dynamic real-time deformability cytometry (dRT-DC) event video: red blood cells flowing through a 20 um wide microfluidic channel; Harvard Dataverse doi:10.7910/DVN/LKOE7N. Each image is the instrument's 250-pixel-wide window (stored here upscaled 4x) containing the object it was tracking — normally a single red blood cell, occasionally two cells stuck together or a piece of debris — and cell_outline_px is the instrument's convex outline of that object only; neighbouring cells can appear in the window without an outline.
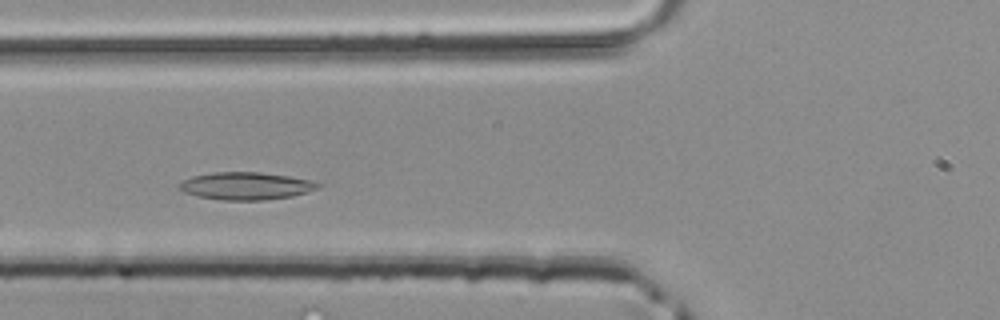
{"species": "common noctule bat (a hibernating species)", "species_latin": "Nyctalus noctula", "temperature_condition": "room temperature", "stored_images_in_passage": 28, "camera_frame_rate_fps": 3000, "um_per_image_px": 0.085, "animal": {"sex": "male", "body_mass_g": 20.4}, "frame": {"image": 1, "passage_image": 10, "time_ms": 3.0, "image_size_px": [1000, 320], "cell_outline_px": [[320, 188], [308, 192], [292, 196], [264, 200], [224, 200], [196, 196], [184, 192], [176, 188], [184, 180], [192, 176], [212, 172], [260, 172], [288, 176], [312, 180], [320, 184]], "centroid_in_image_um": [20.91, 15.8], "position_along_channel_um": 104.9, "area_um2": 22.31}}
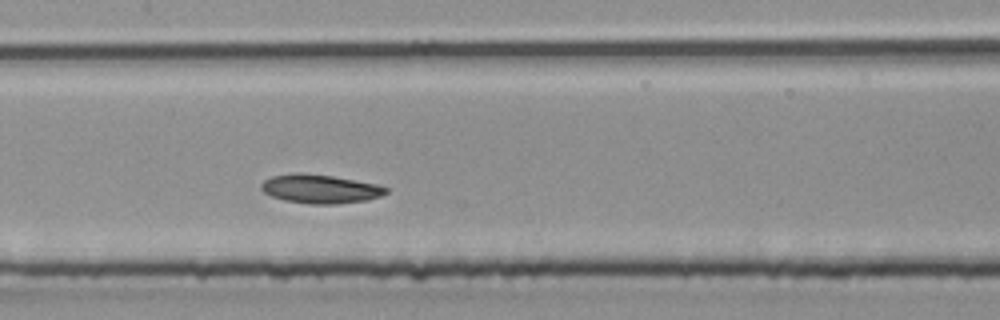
{"frame": {"image": 2, "passage_image": 15, "time_ms": 4.667, "image_size_px": [1000, 320], "cell_outline_px": [[388, 192], [380, 196], [368, 200], [336, 204], [312, 204], [284, 200], [272, 196], [264, 192], [260, 188], [260, 184], [264, 180], [272, 176], [296, 172], [300, 172], [332, 176], [376, 184], [388, 188]], "centroid_in_image_um": [27.2, 16.05], "position_along_channel_um": 180.2, "area_um2": 20.92}}
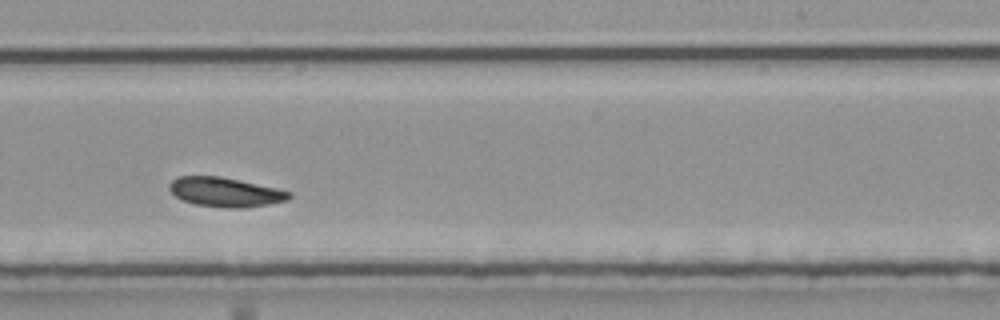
{"frame": {"image": 3, "passage_image": 21, "time_ms": 6.667, "image_size_px": [1000, 320], "cell_outline_px": [[292, 196], [288, 200], [268, 204], [240, 208], [228, 208], [192, 204], [176, 196], [168, 188], [168, 184], [176, 176], [220, 176], [276, 188], [292, 192]], "centroid_in_image_um": [19.13, 16.32], "position_along_channel_um": 269.9, "area_um2": 20.46}}